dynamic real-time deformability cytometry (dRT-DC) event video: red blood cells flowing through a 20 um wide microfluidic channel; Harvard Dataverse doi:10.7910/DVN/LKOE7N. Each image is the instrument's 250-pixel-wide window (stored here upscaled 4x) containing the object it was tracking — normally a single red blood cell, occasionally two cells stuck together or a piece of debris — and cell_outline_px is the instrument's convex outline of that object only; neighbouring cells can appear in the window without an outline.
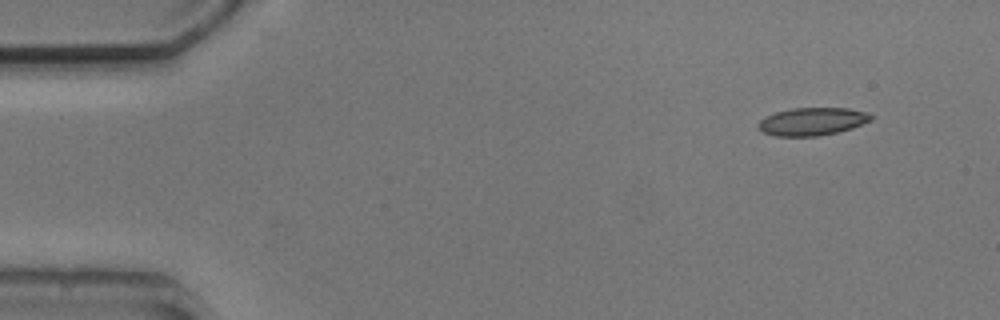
{"species": "common noctule bat (a hibernating species)", "species_latin": "Nyctalus noctula", "temperature_condition": "cold", "stored_images_in_passage": 3, "camera_frame_rate_fps": 3000, "um_per_image_px": 0.085, "animal": {"sex": "male", "body_mass_g": 20.5, "forearm_length_mm": 52.5}, "frame": {"image": 1, "passage_image": 1, "time_ms": 0.0, "image_size_px": [1000, 320], "cell_outline_px": [[876, 116], [872, 120], [852, 128], [836, 132], [816, 136], [772, 136], [764, 132], [756, 124], [760, 120], [776, 112], [792, 108], [848, 108], [868, 112]], "centroid_in_image_um": [69.08, 10.32], "position_along_channel_um": 15.9, "area_um2": 18.26}}
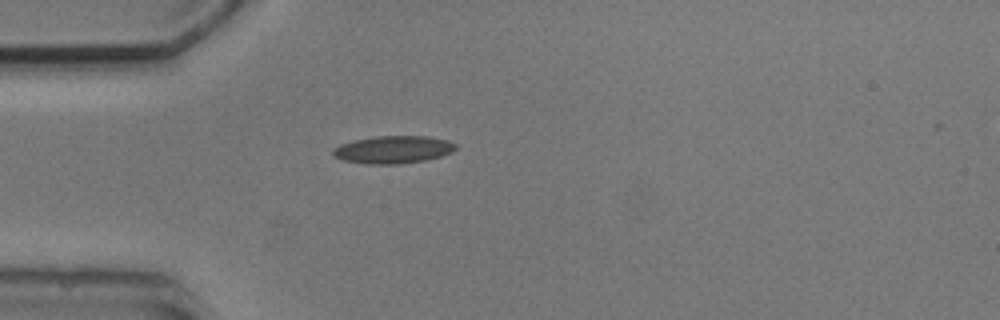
{"frame": {"image": 2, "passage_image": 3, "time_ms": 3.333, "image_size_px": [1000, 320], "cell_outline_px": [[456, 148], [452, 152], [440, 156], [424, 160], [400, 164], [368, 164], [344, 160], [332, 156], [332, 148], [340, 144], [352, 140], [376, 136], [428, 136], [448, 140], [456, 144]], "centroid_in_image_um": [33.39, 12.71], "position_along_channel_um": 51.6, "area_um2": 19.83}}